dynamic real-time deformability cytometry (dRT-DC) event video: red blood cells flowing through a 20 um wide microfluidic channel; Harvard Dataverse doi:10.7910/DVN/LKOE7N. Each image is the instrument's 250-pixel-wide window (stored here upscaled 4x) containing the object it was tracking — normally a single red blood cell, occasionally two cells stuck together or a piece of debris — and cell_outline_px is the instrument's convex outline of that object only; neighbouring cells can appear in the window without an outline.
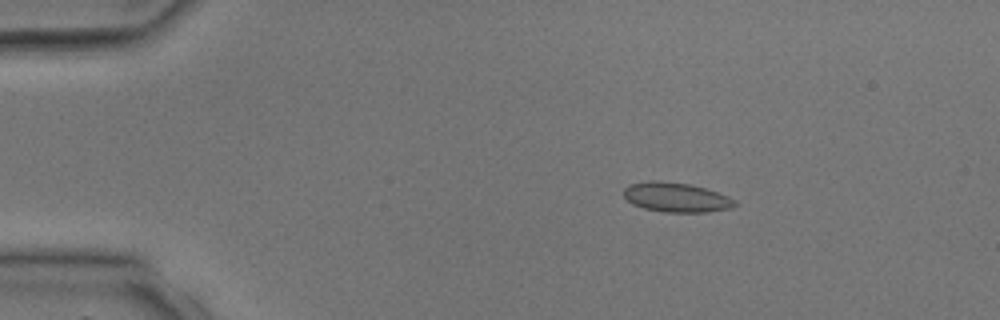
{"species": "common noctule bat (a hibernating species)", "species_latin": "Nyctalus noctula", "temperature_condition": "room temperature", "stored_images_in_passage": 4, "camera_frame_rate_fps": 3000, "um_per_image_px": 0.085, "animal": {"sex": "male", "body_mass_g": 17.9, "forearm_length_mm": 54.2}, "frame": {"image": 1, "passage_image": 2, "time_ms": 1.333, "image_size_px": [1000, 320], "cell_outline_px": [[736, 204], [732, 208], [708, 212], [664, 212], [644, 208], [632, 204], [624, 196], [624, 188], [628, 184], [648, 180], [656, 180], [692, 184], [728, 196], [736, 200]], "centroid_in_image_um": [57.46, 16.76], "position_along_channel_um": 27.5, "area_um2": 19.25}}